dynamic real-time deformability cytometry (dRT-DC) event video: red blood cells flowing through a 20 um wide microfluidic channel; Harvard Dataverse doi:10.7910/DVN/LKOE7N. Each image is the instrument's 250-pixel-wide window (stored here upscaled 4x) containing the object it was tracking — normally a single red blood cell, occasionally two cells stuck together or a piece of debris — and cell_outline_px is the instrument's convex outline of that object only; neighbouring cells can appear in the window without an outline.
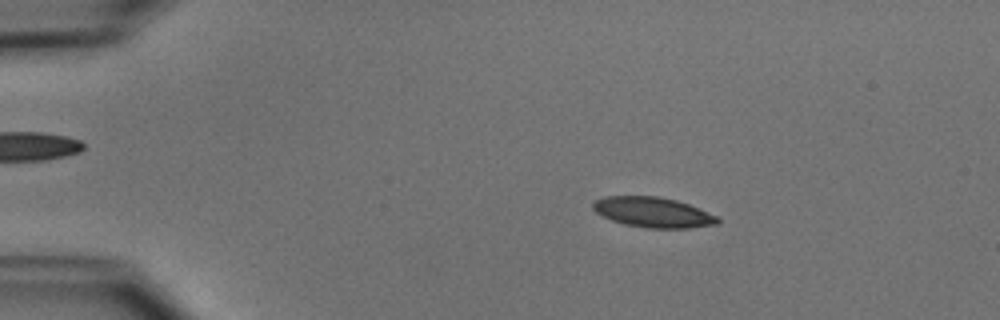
{"species": "common noctule bat (a hibernating species)", "species_latin": "Nyctalus noctula", "temperature_condition": "cold", "stored_images_in_passage": 52, "camera_frame_rate_fps": 3000, "um_per_image_px": 0.085, "animal": {"sex": "male", "body_mass_g": 15.6}, "frame": {"image": 1, "passage_image": 10, "time_ms": 3.0, "image_size_px": [1000, 320], "cell_outline_px": [[720, 224], [688, 228], [648, 228], [624, 224], [612, 220], [596, 212], [592, 208], [592, 204], [596, 200], [604, 196], [656, 196], [676, 200], [688, 204], [720, 216]], "centroid_in_image_um": [55.55, 18.05], "position_along_channel_um": 29.4, "area_um2": 22.02}}
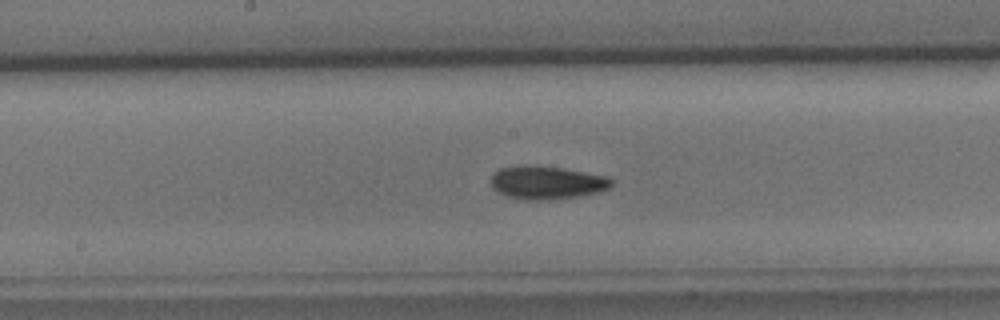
{"frame": {"image": 2, "passage_image": 28, "time_ms": 9.0, "image_size_px": [1000, 320], "cell_outline_px": [[612, 184], [608, 188], [600, 192], [576, 196], [548, 200], [520, 200], [508, 196], [492, 188], [492, 176], [500, 168], [528, 164], [564, 168], [608, 176], [612, 180]], "centroid_in_image_um": [46.49, 15.51], "position_along_channel_um": 201.7, "area_um2": 23.35}}
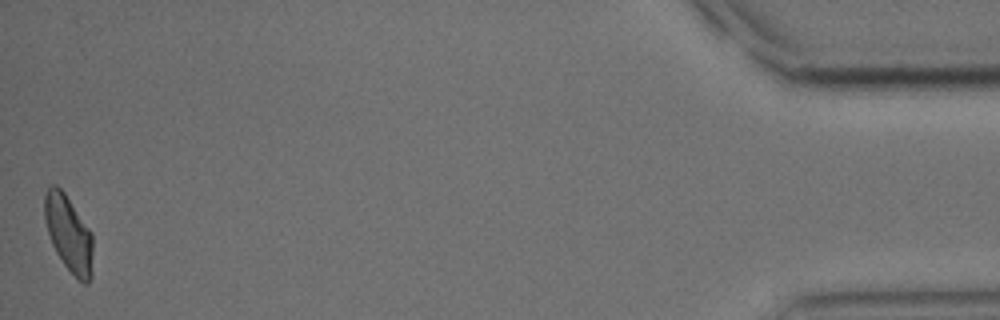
{"frame": {"image": 3, "passage_image": 52, "time_ms": 17.0, "image_size_px": [1000, 320], "cell_outline_px": [[92, 276], [88, 284], [84, 284], [64, 264], [56, 252], [52, 244], [48, 232], [44, 216], [44, 196], [48, 188], [52, 184], [56, 184], [64, 192], [92, 232]], "centroid_in_image_um": [5.84, 19.84], "position_along_channel_um": 429.4, "area_um2": 21.33}, "authors_computed_cell_mechanics": {"area_um2": 22.0796, "velocity_mm_per_s": 3.9129, "shape_relaxation_time_tau1_ms": 4.2585, "shape_relaxation_time_tau2_ms": 6.0852, "deformation_change_tau1": 0.1174, "deformation_change_tau2": 0.1163}}